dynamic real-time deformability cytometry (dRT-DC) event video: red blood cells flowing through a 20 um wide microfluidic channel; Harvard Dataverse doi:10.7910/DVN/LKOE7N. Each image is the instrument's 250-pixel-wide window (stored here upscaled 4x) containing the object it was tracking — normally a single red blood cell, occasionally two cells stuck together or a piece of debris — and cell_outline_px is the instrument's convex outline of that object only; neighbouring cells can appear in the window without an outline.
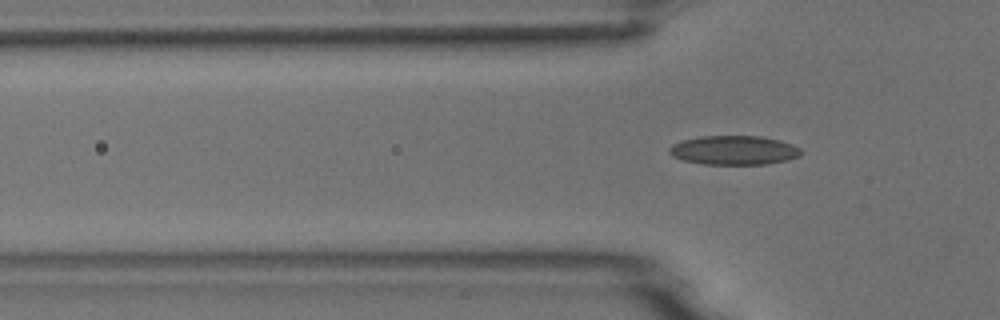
{"species": "common noctule bat (a hibernating species)", "species_latin": "Nyctalus noctula", "temperature_condition": "room temperature", "stored_images_in_passage": 4, "camera_frame_rate_fps": 3000, "um_per_image_px": 0.085, "animal": {"sex": "male", "body_mass_g": 18.8}, "frame": {"image": 1, "passage_image": 4, "time_ms": 3.333, "image_size_px": [1000, 320], "cell_outline_px": [[804, 152], [800, 156], [788, 160], [768, 164], [704, 164], [684, 160], [672, 156], [668, 152], [668, 148], [672, 144], [684, 140], [700, 136], [760, 136], [780, 140], [792, 144], [800, 148]], "centroid_in_image_um": [62.42, 12.77], "position_along_channel_um": 63.4, "area_um2": 22.48}}